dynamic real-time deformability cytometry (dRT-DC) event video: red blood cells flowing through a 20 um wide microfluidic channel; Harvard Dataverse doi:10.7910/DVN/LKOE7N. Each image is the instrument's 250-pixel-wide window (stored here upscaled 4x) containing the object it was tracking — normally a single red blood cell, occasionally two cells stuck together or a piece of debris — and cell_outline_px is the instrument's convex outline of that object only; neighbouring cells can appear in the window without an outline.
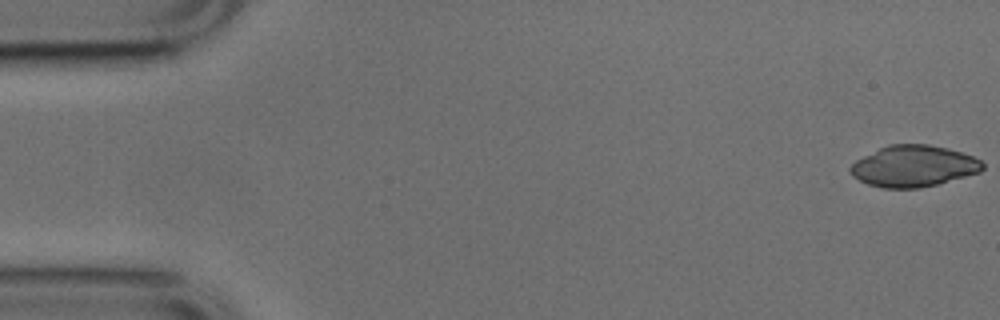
{"species": "common noctule bat (a hibernating species)", "species_latin": "Nyctalus noctula", "temperature_condition": "cold", "stored_images_in_passage": 51, "camera_frame_rate_fps": 3000, "um_per_image_px": 0.085, "animal": {"sex": "male", "body_mass_g": 17.9, "forearm_length_mm": 54.2}, "frame": {"image": 1, "passage_image": 1, "time_ms": 0.0, "image_size_px": [1000, 320], "cell_outline_px": [[984, 168], [980, 172], [936, 184], [916, 188], [884, 188], [868, 184], [852, 176], [848, 172], [848, 168], [856, 160], [888, 144], [928, 144], [948, 148], [972, 156], [980, 160], [984, 164]], "centroid_in_image_um": [77.63, 14.11], "position_along_channel_um": 7.4, "area_um2": 31.67}}